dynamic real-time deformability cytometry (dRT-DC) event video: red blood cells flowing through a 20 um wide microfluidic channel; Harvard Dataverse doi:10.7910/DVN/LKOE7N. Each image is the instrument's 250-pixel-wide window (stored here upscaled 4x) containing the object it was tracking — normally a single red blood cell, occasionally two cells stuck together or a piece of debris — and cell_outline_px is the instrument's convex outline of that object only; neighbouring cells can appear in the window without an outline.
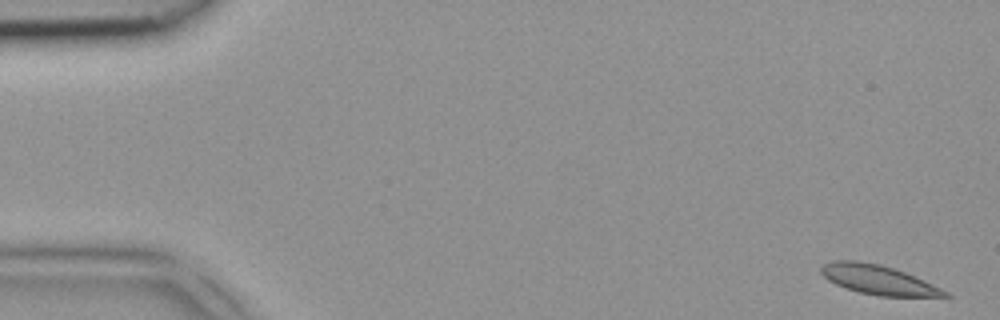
{"species": "common noctule bat (a hibernating species)", "species_latin": "Nyctalus noctula", "temperature_condition": "room temperature", "stored_images_in_passage": 4, "camera_frame_rate_fps": 3000, "um_per_image_px": 0.085, "animal": {"sex": "female", "body_mass_g": 18.4}, "frame": {"image": 1, "passage_image": 1, "time_ms": 0.0, "image_size_px": [1000, 320], "cell_outline_px": [[952, 296], [880, 296], [860, 292], [836, 284], [828, 280], [820, 272], [820, 268], [824, 264], [832, 260], [856, 260], [880, 264], [904, 272], [940, 288], [948, 292]], "centroid_in_image_um": [74.59, 23.76], "position_along_channel_um": 10.4, "area_um2": 20.75}}